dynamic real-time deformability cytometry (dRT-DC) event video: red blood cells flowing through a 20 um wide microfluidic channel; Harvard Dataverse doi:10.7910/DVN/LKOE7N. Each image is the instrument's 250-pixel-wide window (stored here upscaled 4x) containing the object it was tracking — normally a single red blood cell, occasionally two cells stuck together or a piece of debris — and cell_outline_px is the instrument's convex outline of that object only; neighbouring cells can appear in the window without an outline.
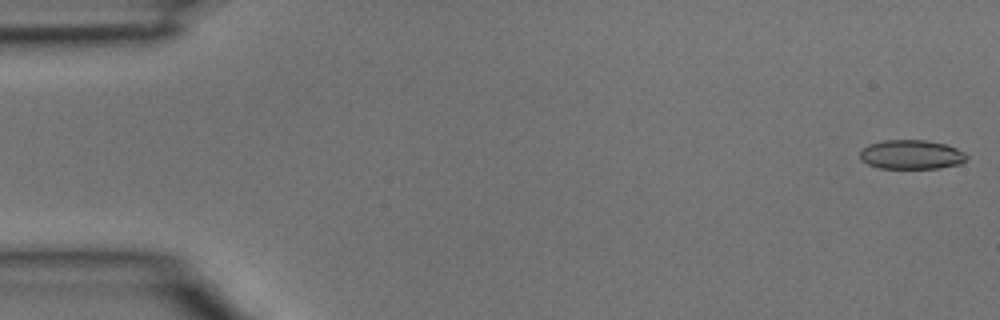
{"species": "common noctule bat (a hibernating species)", "species_latin": "Nyctalus noctula", "temperature_condition": "room temperature", "stored_images_in_passage": 4, "camera_frame_rate_fps": 3000, "um_per_image_px": 0.085, "animal": {"sex": "male", "body_mass_g": 15.6}, "frame": {"image": 1, "passage_image": 1, "time_ms": 0.0, "image_size_px": [1000, 320], "cell_outline_px": [[968, 156], [960, 164], [940, 168], [876, 168], [860, 160], [860, 152], [868, 144], [884, 140], [924, 140], [948, 144], [964, 152]], "centroid_in_image_um": [77.46, 13.14], "position_along_channel_um": 7.5, "area_um2": 18.26}}